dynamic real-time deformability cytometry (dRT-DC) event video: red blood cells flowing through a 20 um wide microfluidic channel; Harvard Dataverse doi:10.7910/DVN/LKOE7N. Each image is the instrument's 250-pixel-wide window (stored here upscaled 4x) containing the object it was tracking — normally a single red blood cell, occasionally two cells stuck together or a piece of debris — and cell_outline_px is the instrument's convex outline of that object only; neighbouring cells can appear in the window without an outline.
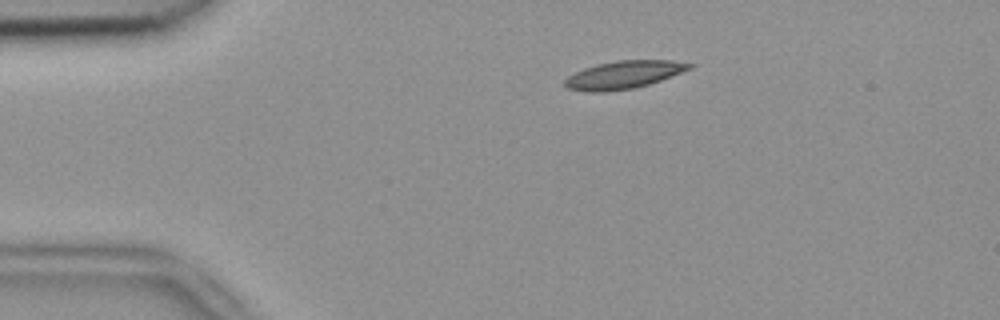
{"species": "common noctule bat (a hibernating species)", "species_latin": "Nyctalus noctula", "temperature_condition": "room temperature", "stored_images_in_passage": 44, "camera_frame_rate_fps": 3000, "um_per_image_px": 0.085, "animal": {"sex": "female", "body_mass_g": 18.4}, "frame": {"image": 1, "passage_image": 1, "time_ms": 0.0, "image_size_px": [1000, 320], "cell_outline_px": [[696, 64], [692, 68], [660, 80], [636, 88], [604, 92], [588, 92], [568, 88], [564, 84], [564, 80], [568, 76], [584, 68], [596, 64], [616, 60], [672, 60]], "centroid_in_image_um": [53.02, 6.35], "position_along_channel_um": 32.0, "area_um2": 20.23}}
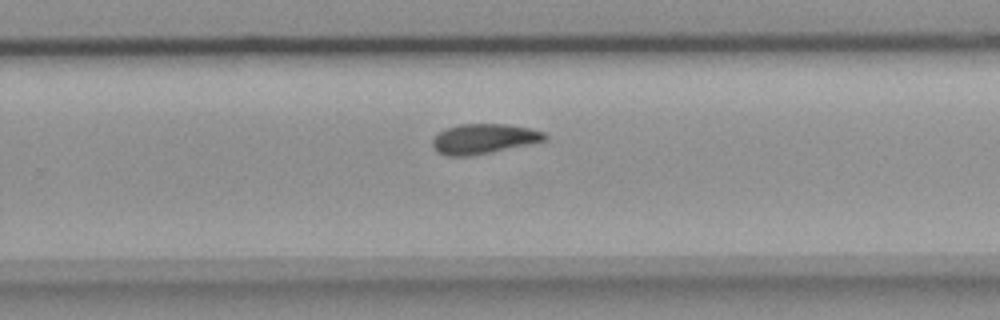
{"frame": {"image": 2, "passage_image": 25, "time_ms": 8.0, "image_size_px": [1000, 320], "cell_outline_px": [[548, 140], [532, 144], [492, 152], [468, 156], [448, 156], [436, 152], [432, 144], [432, 140], [444, 128], [460, 124], [508, 124], [528, 128], [544, 132], [548, 136]], "centroid_in_image_um": [41.14, 11.8], "position_along_channel_um": 288.7, "area_um2": 19.77}}
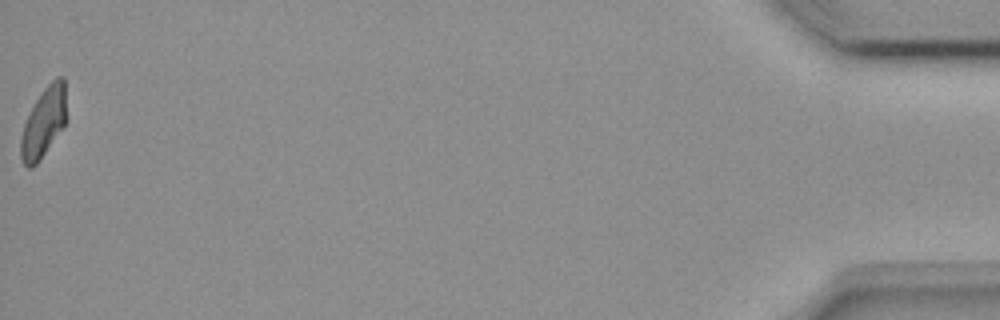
{"frame": {"image": 3, "passage_image": 44, "time_ms": 14.333, "image_size_px": [1000, 320], "cell_outline_px": [[68, 120], [40, 160], [32, 168], [28, 168], [24, 164], [20, 156], [20, 136], [24, 124], [36, 100], [44, 88], [56, 76], [64, 76]], "centroid_in_image_um": [3.74, 10.39], "position_along_channel_um": 431.5, "area_um2": 18.84}}